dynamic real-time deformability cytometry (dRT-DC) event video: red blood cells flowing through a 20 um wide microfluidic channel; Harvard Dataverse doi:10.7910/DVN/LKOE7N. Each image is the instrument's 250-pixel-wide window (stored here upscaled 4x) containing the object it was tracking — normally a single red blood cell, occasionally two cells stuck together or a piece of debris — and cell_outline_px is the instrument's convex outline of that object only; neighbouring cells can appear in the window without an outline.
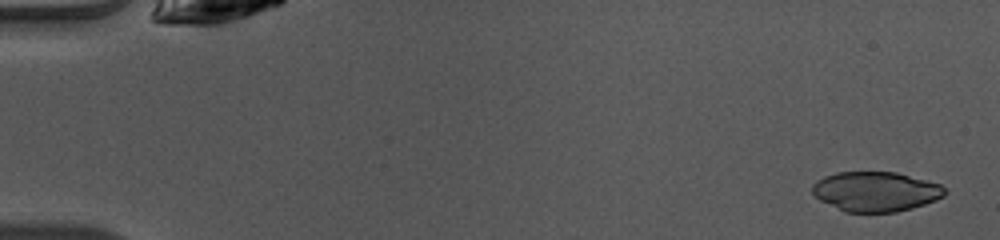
{"species": "common noctule bat (a hibernating species)", "species_latin": "Nyctalus noctula", "temperature_condition": "warm", "stored_images_in_passage": 48, "camera_frame_rate_fps": 3000, "um_per_image_px": 0.085, "animal": {"sex": "female", "body_mass_g": 10.0, "forearm_length_mm": 53.1}, "frame": {"image": 1, "passage_image": 2, "time_ms": 0.333, "image_size_px": [1000, 240], "cell_outline_px": [[944, 196], [936, 200], [912, 208], [896, 212], [844, 212], [820, 200], [812, 192], [812, 184], [816, 180], [824, 176], [836, 172], [896, 172], [940, 184], [944, 188]], "centroid_in_image_um": [74.4, 16.28], "position_along_channel_um": 10.6, "area_um2": 30.63}}